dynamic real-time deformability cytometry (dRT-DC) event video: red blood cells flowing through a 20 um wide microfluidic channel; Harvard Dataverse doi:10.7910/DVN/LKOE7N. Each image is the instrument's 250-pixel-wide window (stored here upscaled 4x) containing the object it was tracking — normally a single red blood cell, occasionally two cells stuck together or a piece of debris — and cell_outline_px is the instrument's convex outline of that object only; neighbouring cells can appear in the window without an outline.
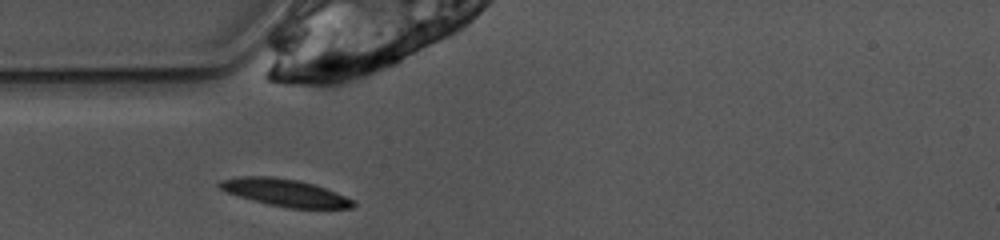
{"species": "common noctule bat (a hibernating species)", "species_latin": "Nyctalus noctula", "temperature_condition": "warm", "stored_images_in_passage": 23, "camera_frame_rate_fps": 3000, "um_per_image_px": 0.085, "animal": {"sex": "female", "body_mass_g": 10.0, "forearm_length_mm": 53.1}, "frame": {"image": 1, "passage_image": 1, "time_ms": 0.0, "image_size_px": [1000, 240], "cell_outline_px": [[356, 204], [352, 208], [292, 208], [252, 200], [228, 192], [220, 188], [216, 184], [220, 180], [240, 176], [272, 176], [300, 180], [324, 188], [344, 196], [352, 200]], "centroid_in_image_um": [24.19, 16.35], "position_along_channel_um": 60.8, "area_um2": 20.81}}
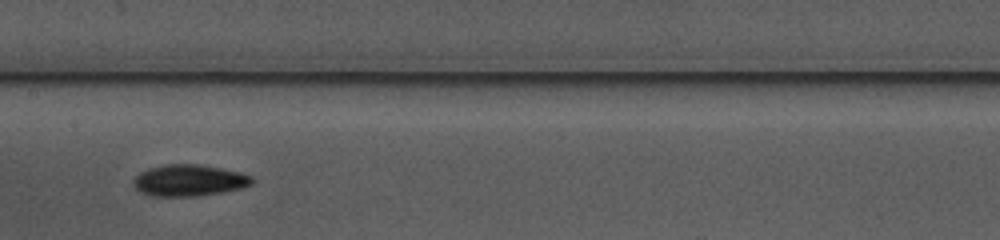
{"frame": {"image": 2, "passage_image": 11, "time_ms": 3.333, "image_size_px": [1000, 240], "cell_outline_px": [[256, 180], [252, 184], [244, 188], [224, 192], [192, 196], [148, 196], [140, 192], [132, 184], [132, 180], [140, 172], [148, 168], [164, 164], [196, 164], [224, 168], [240, 172], [252, 176]], "centroid_in_image_um": [16.09, 15.33], "position_along_channel_um": 191.3, "area_um2": 22.14}}
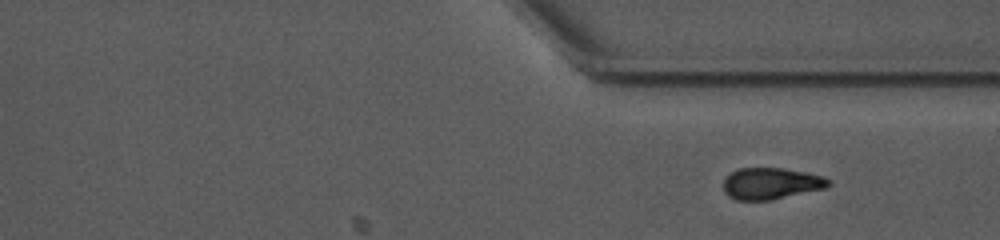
{"frame": {"image": 3, "passage_image": 23, "time_ms": 7.333, "image_size_px": [1000, 240], "cell_outline_px": [[832, 184], [828, 188], [772, 200], [736, 200], [728, 196], [724, 192], [724, 176], [728, 172], [740, 168], [784, 168], [824, 176], [832, 180]], "centroid_in_image_um": [65.56, 15.6], "position_along_channel_um": 345.8, "area_um2": 19.77}}